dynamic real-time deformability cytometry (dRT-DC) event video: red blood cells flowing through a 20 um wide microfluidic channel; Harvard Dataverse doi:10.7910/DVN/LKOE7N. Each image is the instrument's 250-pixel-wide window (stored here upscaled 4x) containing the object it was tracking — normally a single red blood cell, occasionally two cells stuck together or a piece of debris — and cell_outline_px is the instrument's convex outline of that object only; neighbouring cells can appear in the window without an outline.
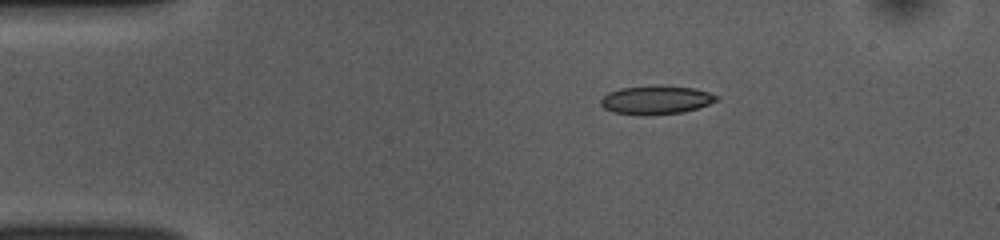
{"species": "common noctule bat (a hibernating species)", "species_latin": "Nyctalus noctula", "temperature_condition": "room temperature", "stored_images_in_passage": 43, "camera_frame_rate_fps": 3000, "um_per_image_px": 0.085, "animal": {"sex": "female", "body_mass_g": 10.0, "forearm_length_mm": 53.1}, "frame": {"image": 1, "passage_image": 1, "time_ms": 0.0, "image_size_px": [1000, 240], "cell_outline_px": [[720, 100], [684, 112], [652, 116], [648, 116], [612, 112], [604, 108], [600, 104], [600, 100], [608, 92], [620, 88], [696, 88], [720, 96]], "centroid_in_image_um": [55.77, 8.55], "position_along_channel_um": 29.2, "area_um2": 18.73}}
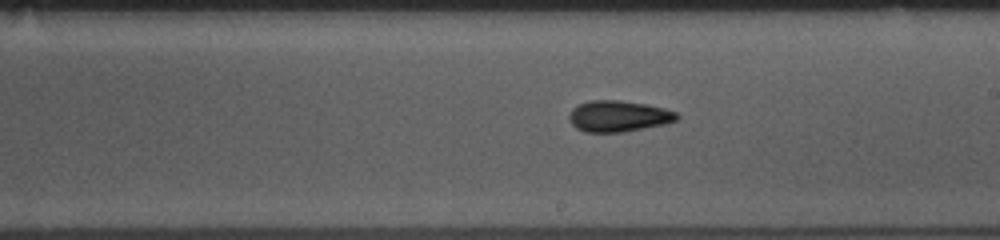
{"frame": {"image": 2, "passage_image": 21, "time_ms": 6.667, "image_size_px": [1000, 240], "cell_outline_px": [[680, 116], [676, 120], [664, 124], [624, 132], [584, 132], [576, 128], [568, 120], [568, 116], [572, 108], [588, 100], [620, 100], [644, 104], [664, 108], [676, 112]], "centroid_in_image_um": [52.54, 9.87], "position_along_channel_um": 236.5, "area_um2": 19.59}}
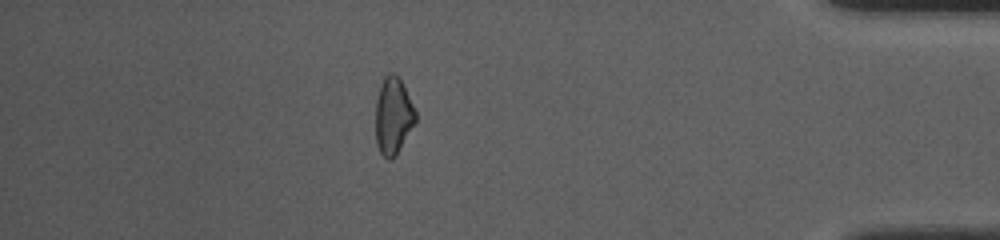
{"frame": {"image": 3, "passage_image": 37, "time_ms": 12.0, "image_size_px": [1000, 240], "cell_outline_px": [[416, 120], [396, 156], [388, 160], [380, 152], [376, 144], [376, 100], [380, 84], [384, 76], [388, 72], [392, 72], [400, 80], [416, 112]], "centroid_in_image_um": [33.4, 9.86], "position_along_channel_um": 401.8, "area_um2": 17.69}, "authors_computed_cell_mechanics": {"area_um2": 19.0162, "velocity_mm_per_s": 3.8701, "shape_relaxation_time_tau1_ms": 4.9569, "shape_relaxation_time_tau2_ms": 4.017, "deformation_change_tau1": 0.1095, "deformation_change_tau2": 0.1081}}